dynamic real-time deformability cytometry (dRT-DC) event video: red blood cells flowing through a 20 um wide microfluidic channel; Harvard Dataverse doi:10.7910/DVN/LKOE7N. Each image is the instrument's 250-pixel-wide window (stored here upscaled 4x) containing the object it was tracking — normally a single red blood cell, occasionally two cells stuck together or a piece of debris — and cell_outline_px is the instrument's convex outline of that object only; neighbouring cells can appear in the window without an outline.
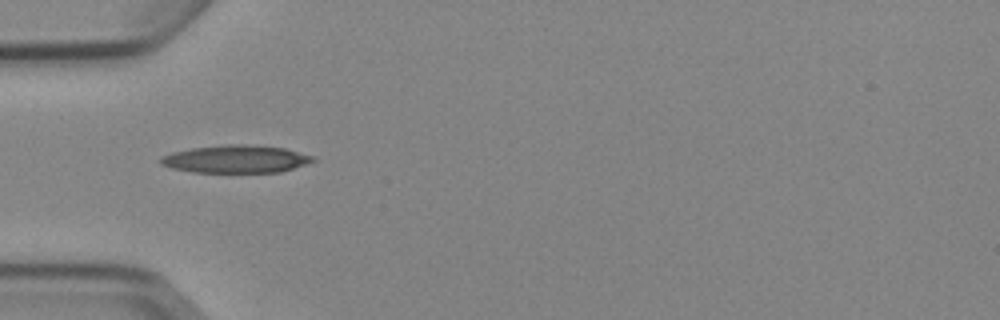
{"species": "Egyptian fruit bat (a non-hibernating species)", "species_latin": "Rousettus aegyptiacus", "temperature_condition": "cold", "stored_images_in_passage": 3, "camera_frame_rate_fps": 3000, "um_per_image_px": 0.085, "animal": {"sex": "female"}, "frame": {"image": 1, "passage_image": 1, "time_ms": 0.0, "image_size_px": [1000, 320], "cell_outline_px": [[316, 160], [280, 172], [192, 172], [172, 168], [160, 164], [160, 156], [172, 152], [192, 148], [228, 144], [244, 144], [284, 148], [316, 156]], "centroid_in_image_um": [20.03, 13.51], "position_along_channel_um": 65.0, "area_um2": 24.51}}
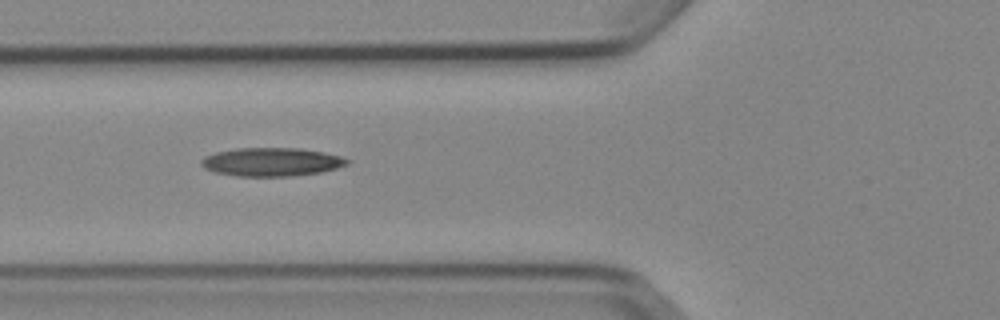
{"frame": {"image": 2, "passage_image": 2, "time_ms": 1.0, "image_size_px": [1000, 320], "cell_outline_px": [[352, 160], [348, 164], [336, 168], [320, 172], [292, 176], [236, 176], [216, 172], [204, 168], [200, 164], [200, 160], [204, 156], [216, 152], [236, 148], [300, 148], [324, 152], [340, 156]], "centroid_in_image_um": [23.08, 13.76], "position_along_channel_um": 102.7, "area_um2": 24.28}}
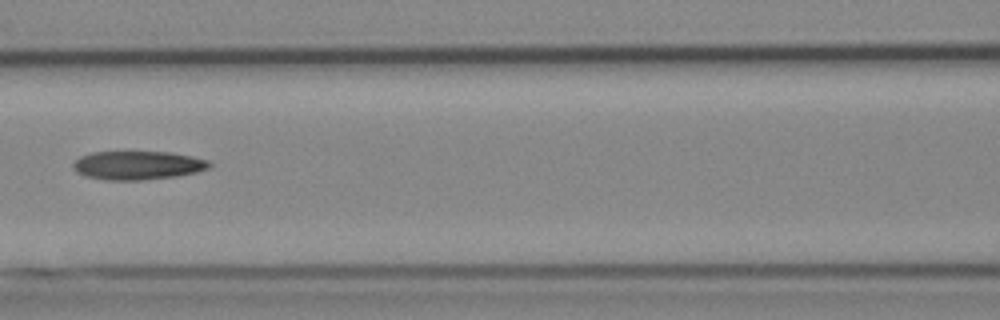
{"frame": {"image": 3, "passage_image": 3, "time_ms": 2.333, "image_size_px": [1000, 320], "cell_outline_px": [[212, 164], [208, 168], [196, 172], [176, 176], [144, 180], [104, 180], [84, 176], [76, 172], [72, 168], [72, 164], [80, 156], [92, 152], [172, 152], [192, 156], [208, 160]], "centroid_in_image_um": [11.68, 14.05], "position_along_channel_um": 154.9, "area_um2": 22.89}}